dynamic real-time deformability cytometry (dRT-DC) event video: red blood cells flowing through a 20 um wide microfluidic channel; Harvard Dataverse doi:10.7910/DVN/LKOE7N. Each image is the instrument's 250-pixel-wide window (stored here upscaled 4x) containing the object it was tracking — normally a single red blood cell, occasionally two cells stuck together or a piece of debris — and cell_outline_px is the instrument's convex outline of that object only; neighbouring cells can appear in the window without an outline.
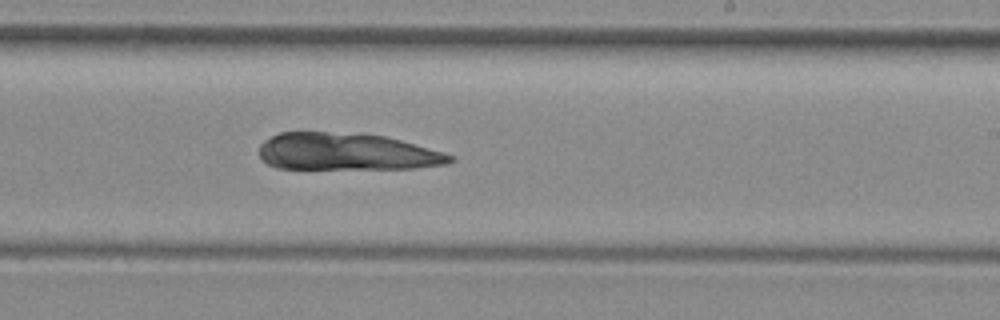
{"species": "common noctule bat (a hibernating species)", "species_latin": "Nyctalus noctula", "temperature_condition": "room temperature", "stored_images_in_passage": 27, "camera_frame_rate_fps": 3000, "um_per_image_px": 0.085, "animal": {"sex": "female", "body_mass_g": 29.2, "forearm_length_mm": 56.3}, "frame": {"image": 1, "passage_image": 17, "time_ms": 5.333, "image_size_px": [1000, 320], "cell_outline_px": [[456, 160], [448, 164], [416, 168], [276, 168], [268, 164], [260, 156], [260, 144], [264, 140], [280, 132], [324, 132], [384, 136], [400, 140], [444, 152], [452, 156]], "centroid_in_image_um": [29.47, 12.9], "position_along_channel_um": 259.5, "area_um2": 40.81}}